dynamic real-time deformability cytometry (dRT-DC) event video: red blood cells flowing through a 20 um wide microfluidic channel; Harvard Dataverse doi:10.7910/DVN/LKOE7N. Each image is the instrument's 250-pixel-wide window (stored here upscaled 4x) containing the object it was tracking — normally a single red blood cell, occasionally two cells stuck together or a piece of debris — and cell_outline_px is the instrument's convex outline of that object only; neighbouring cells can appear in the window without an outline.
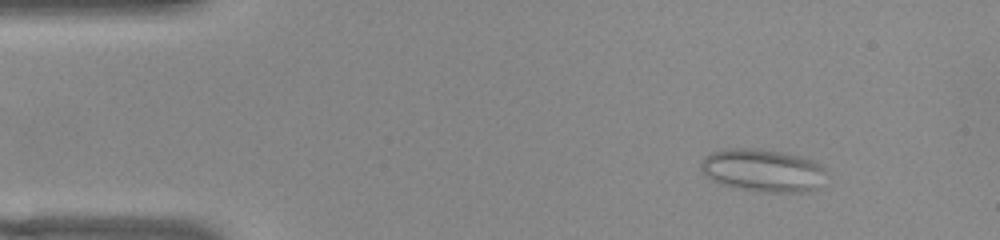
{"species": "common noctule bat (a hibernating species)", "species_latin": "Nyctalus noctula", "temperature_condition": "warm", "stored_images_in_passage": 48, "camera_frame_rate_fps": 3000, "um_per_image_px": 0.085, "animal": {"sex": "female", "body_mass_g": 22.0, "forearm_length_mm": 56.7}, "frame": {"image": 1, "passage_image": 2, "time_ms": 0.333, "image_size_px": [1000, 240], "cell_outline_px": [[828, 172], [816, 188], [804, 192], [764, 192], [724, 184], [712, 180], [700, 168], [700, 164], [712, 152], [732, 148], [740, 148], [776, 152], [800, 156], [824, 168]], "centroid_in_image_um": [64.86, 14.5], "position_along_channel_um": 20.1, "area_um2": 30.11}}
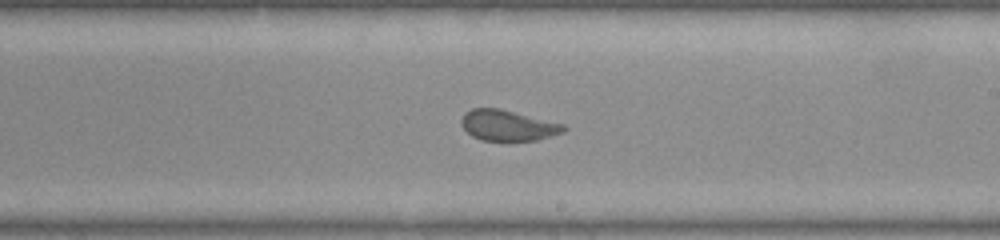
{"frame": {"image": 2, "passage_image": 26, "time_ms": 8.333, "image_size_px": [1000, 240], "cell_outline_px": [[568, 128], [564, 132], [536, 140], [480, 140], [472, 136], [464, 128], [460, 120], [464, 112], [472, 108], [500, 108], [564, 124]], "centroid_in_image_um": [43.16, 10.65], "position_along_channel_um": 245.8, "area_um2": 18.26}}
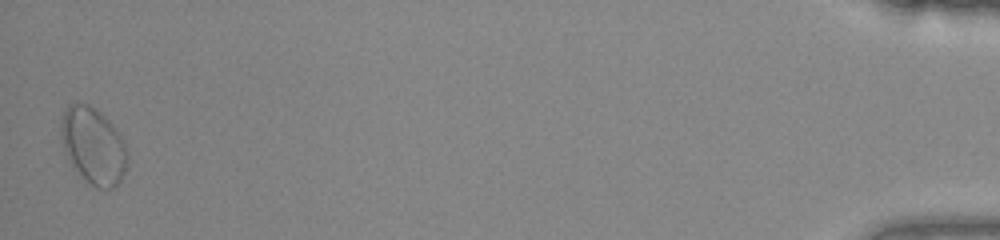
{"frame": {"image": 3, "passage_image": 48, "time_ms": 15.667, "image_size_px": [1000, 240], "cell_outline_px": [[128, 164], [120, 180], [112, 188], [96, 188], [72, 164], [64, 148], [60, 136], [60, 124], [64, 112], [68, 104], [76, 100], [88, 104], [96, 108], [112, 124], [120, 136], [124, 144], [128, 156]], "centroid_in_image_um": [7.92, 12.32], "position_along_channel_um": 427.3, "area_um2": 29.25}, "authors_computed_cell_mechanics": {"area_um2": 19.0451, "velocity_mm_per_s": 3.8079, "shape_relaxation_time_tau1_ms": null, "shape_relaxation_time_tau2_ms": 0.8289, "deformation_change_tau1": null, "deformation_change_tau2": 0.0651}}